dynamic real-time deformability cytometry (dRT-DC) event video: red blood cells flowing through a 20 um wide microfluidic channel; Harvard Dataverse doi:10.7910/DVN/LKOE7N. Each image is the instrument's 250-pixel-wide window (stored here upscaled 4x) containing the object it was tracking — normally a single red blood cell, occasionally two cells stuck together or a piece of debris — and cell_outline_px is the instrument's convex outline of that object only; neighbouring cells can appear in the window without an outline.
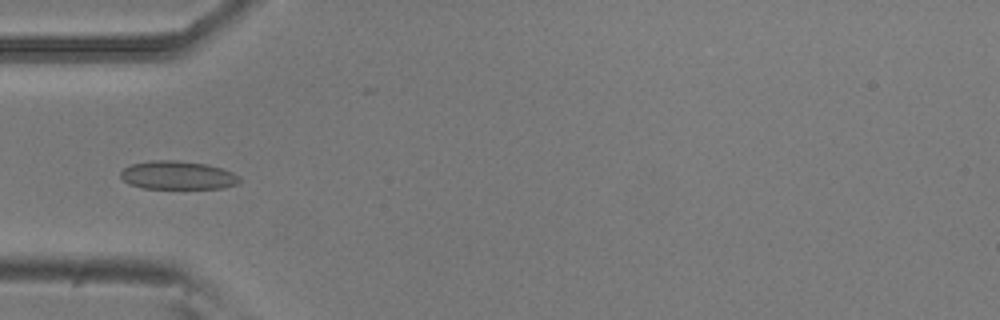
{"species": "common noctule bat (a hibernating species)", "species_latin": "Nyctalus noctula", "temperature_condition": "room temperature", "stored_images_in_passage": 5, "camera_frame_rate_fps": 3000, "um_per_image_px": 0.085, "animal": {"sex": "male", "body_mass_g": 20.5, "forearm_length_mm": 52.5}, "frame": {"image": 1, "passage_image": 5, "time_ms": 1.333, "image_size_px": [1000, 320], "cell_outline_px": [[240, 180], [236, 184], [220, 188], [144, 188], [128, 184], [120, 176], [120, 172], [124, 168], [132, 164], [152, 160], [176, 160], [208, 164], [232, 172]], "centroid_in_image_um": [15.05, 14.89], "position_along_channel_um": 69.9, "area_um2": 19.48}}